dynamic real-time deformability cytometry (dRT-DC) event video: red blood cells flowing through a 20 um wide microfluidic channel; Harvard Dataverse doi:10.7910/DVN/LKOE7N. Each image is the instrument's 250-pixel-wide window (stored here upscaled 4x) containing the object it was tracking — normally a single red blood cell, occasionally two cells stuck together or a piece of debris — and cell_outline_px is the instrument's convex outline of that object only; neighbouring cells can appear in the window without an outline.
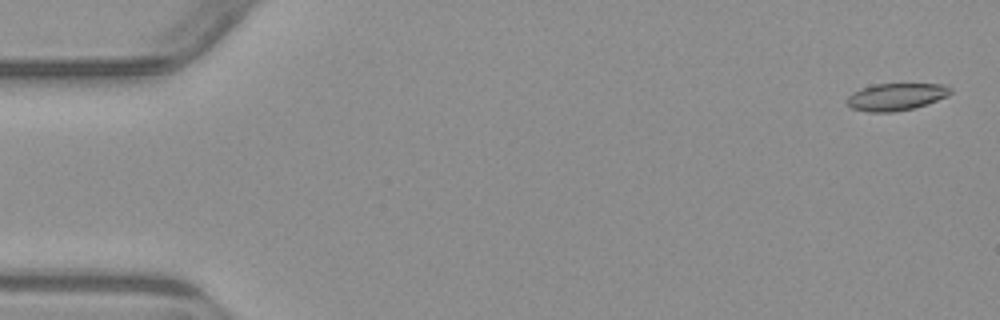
{"species": "common noctule bat (a hibernating species)", "species_latin": "Nyctalus noctula", "temperature_condition": "warm", "stored_images_in_passage": 5, "camera_frame_rate_fps": 3000, "um_per_image_px": 0.085, "animal": {"sex": "male", "body_mass_g": 23.1, "forearm_length_mm": 52.7}, "frame": {"image": 1, "passage_image": 1, "time_ms": 0.0, "image_size_px": [1000, 320], "cell_outline_px": [[952, 92], [948, 96], [912, 108], [892, 112], [868, 112], [852, 108], [848, 104], [848, 96], [852, 92], [860, 88], [876, 84], [944, 84], [952, 88]], "centroid_in_image_um": [76.16, 8.21], "position_along_channel_um": 8.8, "area_um2": 16.24}}